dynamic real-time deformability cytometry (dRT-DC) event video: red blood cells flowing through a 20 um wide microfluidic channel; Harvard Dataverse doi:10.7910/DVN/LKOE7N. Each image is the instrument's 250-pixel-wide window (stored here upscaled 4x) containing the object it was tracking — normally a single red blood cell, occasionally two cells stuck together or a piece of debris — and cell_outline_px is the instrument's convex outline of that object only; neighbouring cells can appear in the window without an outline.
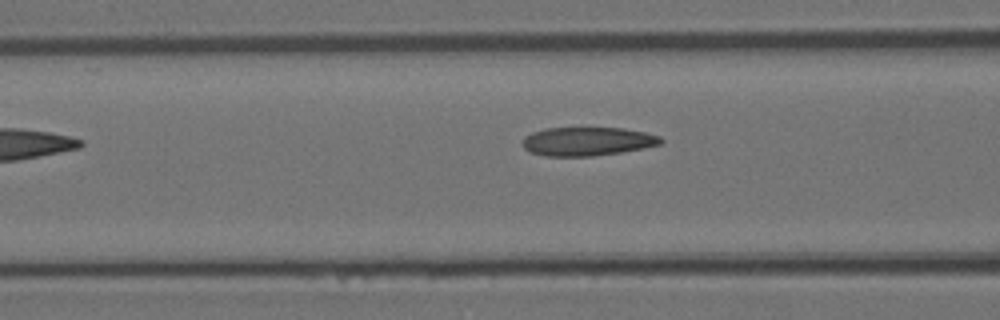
{"species": "Egyptian fruit bat (a non-hibernating species)", "species_latin": "Rousettus aegyptiacus", "temperature_condition": "room temperature", "stored_images_in_passage": 5, "camera_frame_rate_fps": 3000, "um_per_image_px": 0.085, "animal": {"sex": "female"}, "frame": {"image": 1, "passage_image": 4, "time_ms": 1.0, "image_size_px": [1000, 320], "cell_outline_px": [[664, 140], [660, 144], [644, 148], [620, 152], [592, 156], [544, 156], [528, 152], [524, 148], [524, 136], [532, 132], [544, 128], [624, 128], [644, 132], [660, 136]], "centroid_in_image_um": [49.91, 12.02], "position_along_channel_um": 116.7, "area_um2": 23.12}}